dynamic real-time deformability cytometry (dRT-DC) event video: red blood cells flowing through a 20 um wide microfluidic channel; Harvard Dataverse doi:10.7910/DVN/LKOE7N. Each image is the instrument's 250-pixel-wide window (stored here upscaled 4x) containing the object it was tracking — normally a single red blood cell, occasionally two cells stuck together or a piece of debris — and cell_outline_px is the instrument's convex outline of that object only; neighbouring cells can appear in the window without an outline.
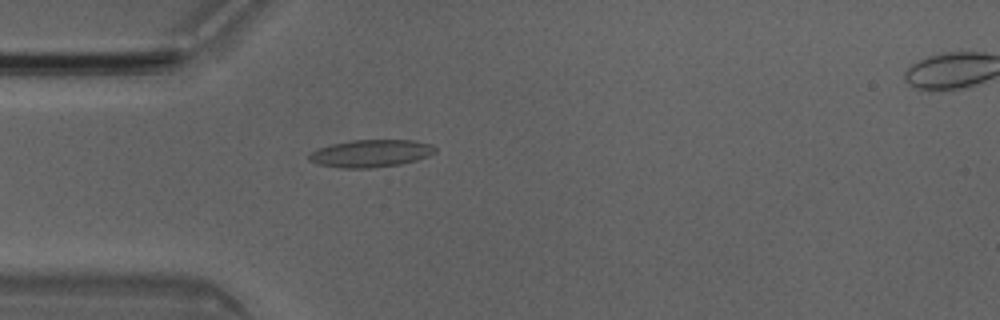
{"species": "Egyptian fruit bat (a non-hibernating species)", "species_latin": "Rousettus aegyptiacus", "temperature_condition": "room temperature", "stored_images_in_passage": 4, "camera_frame_rate_fps": 3000, "um_per_image_px": 0.085, "animal": {"sex": "male"}, "frame": {"image": 1, "passage_image": 3, "time_ms": 0.667, "image_size_px": [1000, 320], "cell_outline_px": [[436, 152], [428, 156], [416, 160], [400, 164], [372, 168], [340, 168], [320, 164], [308, 160], [308, 156], [312, 152], [320, 148], [332, 144], [352, 140], [412, 140], [432, 144], [436, 148]], "centroid_in_image_um": [31.55, 13.04], "position_along_channel_um": 53.5, "area_um2": 20.06}}